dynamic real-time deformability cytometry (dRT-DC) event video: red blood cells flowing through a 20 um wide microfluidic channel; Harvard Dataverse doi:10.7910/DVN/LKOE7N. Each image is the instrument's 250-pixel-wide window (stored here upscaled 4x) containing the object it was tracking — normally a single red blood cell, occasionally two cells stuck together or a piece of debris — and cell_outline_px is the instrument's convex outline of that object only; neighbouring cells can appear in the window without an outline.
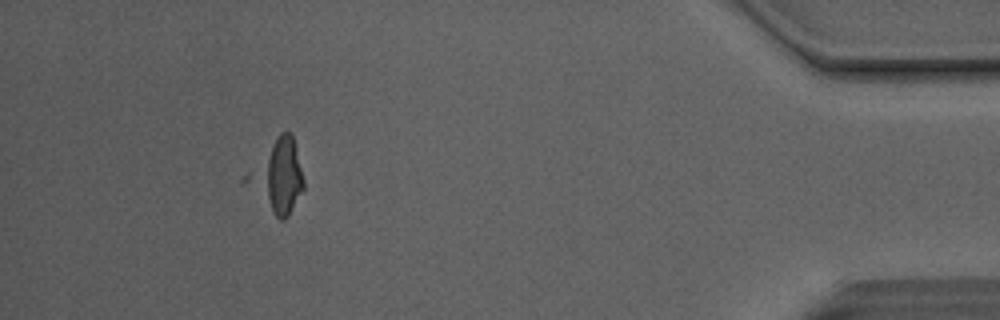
{"species": "Egyptian fruit bat (a non-hibernating species)", "species_latin": "Rousettus aegyptiacus", "temperature_condition": "room temperature", "stored_images_in_passage": 46, "camera_frame_rate_fps": 3000, "um_per_image_px": 0.085, "animal": {"sex": "male"}, "frame": {"image": 1, "passage_image": 42, "time_ms": 13.667, "image_size_px": [1000, 320], "cell_outline_px": [[304, 188], [288, 216], [284, 220], [280, 220], [240, 180], [276, 136], [280, 132], [292, 132], [304, 180]], "centroid_in_image_um": [23.56, 14.96], "position_along_channel_um": 411.6, "area_um2": 23.87}}